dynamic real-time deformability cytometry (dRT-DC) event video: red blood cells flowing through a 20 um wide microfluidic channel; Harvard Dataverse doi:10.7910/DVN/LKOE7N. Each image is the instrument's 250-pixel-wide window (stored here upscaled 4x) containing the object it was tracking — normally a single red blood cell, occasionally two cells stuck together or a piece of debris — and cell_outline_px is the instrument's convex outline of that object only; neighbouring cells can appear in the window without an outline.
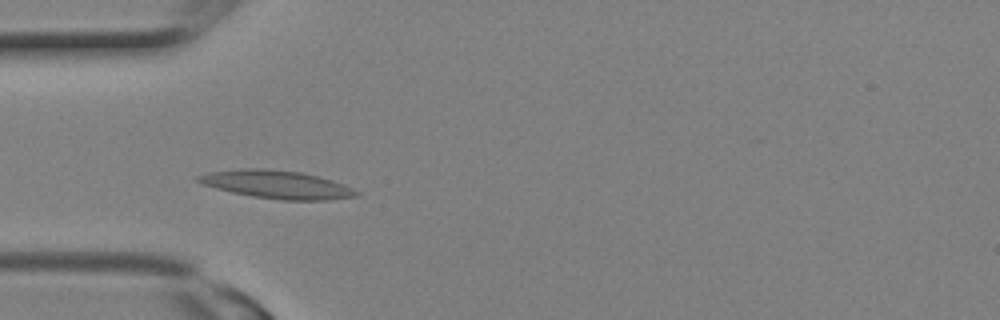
{"species": "Egyptian fruit bat (a non-hibernating species)", "species_latin": "Rousettus aegyptiacus", "temperature_condition": "room temperature", "stored_images_in_passage": 10, "camera_frame_rate_fps": 3000, "um_per_image_px": 0.085, "animal": {"sex": "female"}, "frame": {"image": 1, "passage_image": 7, "time_ms": 2.0, "image_size_px": [1000, 320], "cell_outline_px": [[360, 192], [356, 196], [328, 200], [280, 200], [252, 196], [232, 192], [216, 188], [204, 184], [196, 180], [196, 176], [208, 172], [240, 168], [264, 168], [300, 172], [332, 180], [344, 184]], "centroid_in_image_um": [23.52, 15.68], "position_along_channel_um": 61.5, "area_um2": 25.78}}
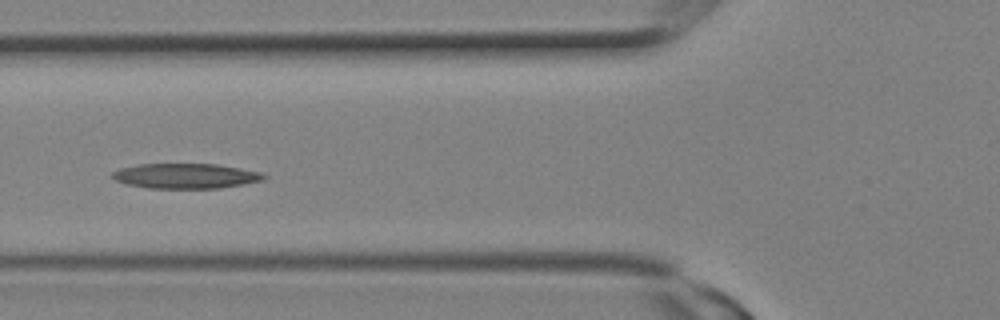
{"frame": {"image": 2, "passage_image": 9, "time_ms": 2.667, "image_size_px": [1000, 320], "cell_outline_px": [[268, 176], [264, 180], [220, 188], [148, 188], [128, 184], [116, 180], [112, 176], [112, 172], [120, 168], [140, 164], [216, 164], [240, 168], [260, 172]], "centroid_in_image_um": [15.8, 14.95], "position_along_channel_um": 110.0, "area_um2": 21.96}}